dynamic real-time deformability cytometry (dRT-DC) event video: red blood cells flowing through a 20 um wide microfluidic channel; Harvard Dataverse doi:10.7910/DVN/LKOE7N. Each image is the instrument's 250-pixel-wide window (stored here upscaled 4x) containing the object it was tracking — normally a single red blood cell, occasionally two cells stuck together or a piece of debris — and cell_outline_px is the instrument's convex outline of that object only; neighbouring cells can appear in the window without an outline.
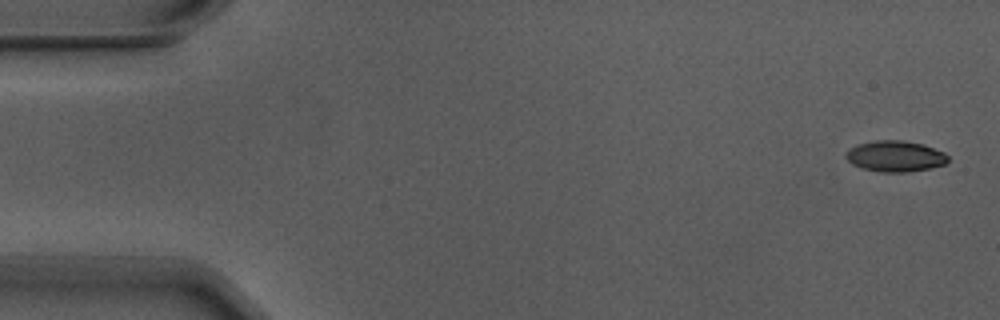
{"species": "Egyptian fruit bat (a non-hibernating species)", "species_latin": "Rousettus aegyptiacus", "temperature_condition": "warm", "stored_images_in_passage": 5, "camera_frame_rate_fps": 3000, "um_per_image_px": 0.085, "animal": {"sex": "male"}, "frame": {"image": 1, "passage_image": 1, "time_ms": 0.0, "image_size_px": [1000, 320], "cell_outline_px": [[948, 160], [944, 164], [932, 168], [908, 172], [880, 172], [864, 168], [852, 164], [848, 160], [848, 152], [852, 148], [860, 144], [876, 140], [900, 140], [924, 144], [944, 152], [948, 156]], "centroid_in_image_um": [76.16, 13.28], "position_along_channel_um": 8.8, "area_um2": 18.15}}